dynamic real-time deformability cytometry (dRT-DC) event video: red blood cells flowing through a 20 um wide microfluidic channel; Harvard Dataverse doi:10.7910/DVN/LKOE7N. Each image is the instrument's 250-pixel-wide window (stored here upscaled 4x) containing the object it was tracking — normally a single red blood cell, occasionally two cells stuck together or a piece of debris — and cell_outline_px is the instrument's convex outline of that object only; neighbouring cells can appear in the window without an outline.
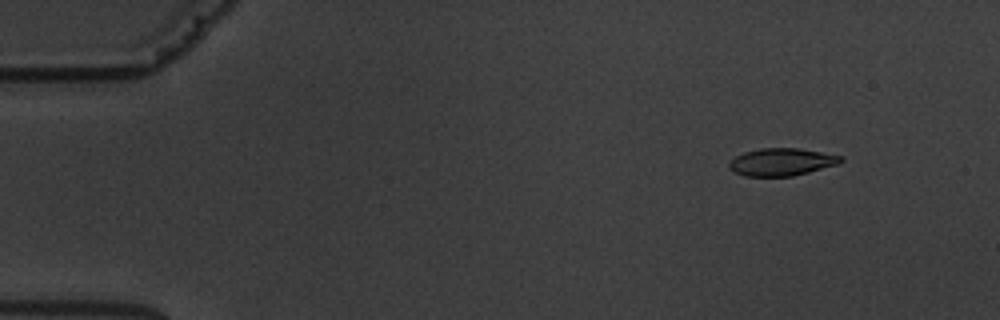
{"species": "common noctule bat (a hibernating species)", "species_latin": "Nyctalus noctula", "temperature_condition": "warm", "stored_images_in_passage": 5, "camera_frame_rate_fps": 3000, "um_per_image_px": 0.085, "animal": {"sex": "male", "body_mass_g": 19.5, "forearm_length_mm": 54.6}, "frame": {"image": 1, "passage_image": 2, "time_ms": 1.333, "image_size_px": [1000, 320], "cell_outline_px": [[844, 160], [840, 164], [792, 176], [744, 176], [728, 168], [728, 164], [736, 156], [744, 152], [760, 148], [800, 148], [844, 156]], "centroid_in_image_um": [66.48, 13.76], "position_along_channel_um": 18.5, "area_um2": 17.98}}
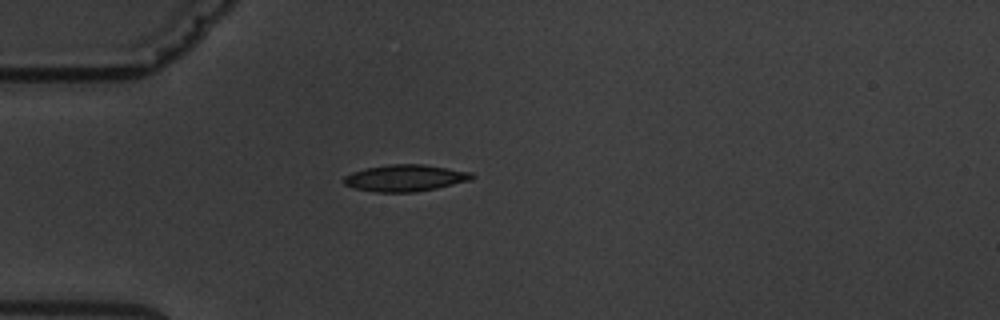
{"frame": {"image": 2, "passage_image": 5, "time_ms": 4.667, "image_size_px": [1000, 320], "cell_outline_px": [[476, 176], [472, 180], [436, 188], [416, 192], [376, 192], [352, 188], [344, 184], [344, 176], [352, 172], [364, 168], [388, 164], [424, 164], [472, 172]], "centroid_in_image_um": [34.44, 15.12], "position_along_channel_um": 50.6, "area_um2": 20.11}}